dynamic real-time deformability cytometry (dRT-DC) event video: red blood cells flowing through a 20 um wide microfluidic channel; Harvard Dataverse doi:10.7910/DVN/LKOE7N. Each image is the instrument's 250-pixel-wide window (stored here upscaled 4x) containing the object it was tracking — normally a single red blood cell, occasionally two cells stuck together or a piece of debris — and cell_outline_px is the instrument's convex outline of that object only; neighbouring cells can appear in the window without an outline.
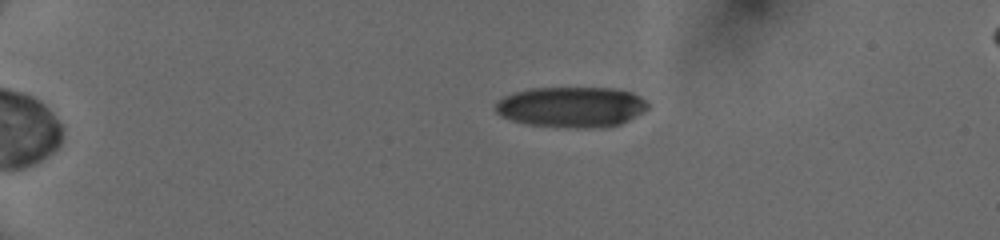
{"species": "human", "species_latin": "Homo sapiens", "temperature_condition": "cold", "stored_images_in_passage": 41, "camera_frame_rate_fps": 3000, "um_per_image_px": 0.085, "donor": {"sex": "female"}, "frame": {"image": 1, "passage_image": 1, "time_ms": 0.0, "image_size_px": [1000, 240], "cell_outline_px": [[648, 108], [644, 112], [620, 124], [604, 128], [576, 128], [528, 124], [512, 120], [500, 116], [496, 112], [496, 100], [512, 92], [532, 88], [616, 88], [632, 92], [640, 96], [648, 104]], "centroid_in_image_um": [48.58, 9.09], "position_along_channel_um": 36.4, "area_um2": 36.3}}
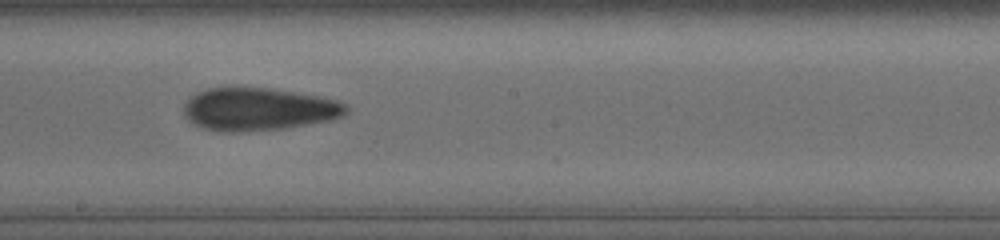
{"frame": {"image": 2, "passage_image": 21, "time_ms": 6.667, "image_size_px": [1000, 240], "cell_outline_px": [[348, 112], [344, 116], [332, 120], [284, 128], [232, 132], [224, 132], [204, 128], [188, 120], [184, 116], [184, 104], [196, 92], [208, 88], [228, 84], [236, 84], [268, 88], [296, 92], [320, 96], [336, 100], [348, 104]], "centroid_in_image_um": [21.97, 9.23], "position_along_channel_um": 226.2, "area_um2": 41.38}}
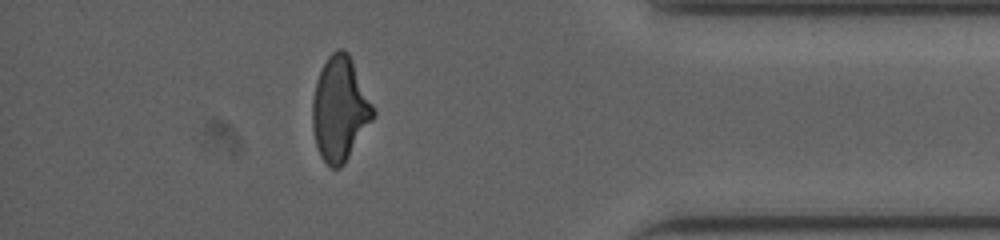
{"frame": {"image": 3, "passage_image": 36, "time_ms": 11.667, "image_size_px": [1000, 240], "cell_outline_px": [[376, 116], [344, 164], [340, 168], [332, 168], [320, 156], [316, 144], [312, 128], [312, 100], [316, 80], [328, 56], [336, 48], [344, 48], [348, 52], [352, 60], [376, 112]], "centroid_in_image_um": [28.89, 9.26], "position_along_channel_um": 406.3, "area_um2": 36.93}, "authors_computed_cell_mechanics": {"area_um2": 38.726, "velocity_mm_per_s": 4.0746, "shape_relaxation_time_tau1_ms": null, "shape_relaxation_time_tau2_ms": 4.0578, "deformation_change_tau1": null, "deformation_change_tau2": 0.1305}}